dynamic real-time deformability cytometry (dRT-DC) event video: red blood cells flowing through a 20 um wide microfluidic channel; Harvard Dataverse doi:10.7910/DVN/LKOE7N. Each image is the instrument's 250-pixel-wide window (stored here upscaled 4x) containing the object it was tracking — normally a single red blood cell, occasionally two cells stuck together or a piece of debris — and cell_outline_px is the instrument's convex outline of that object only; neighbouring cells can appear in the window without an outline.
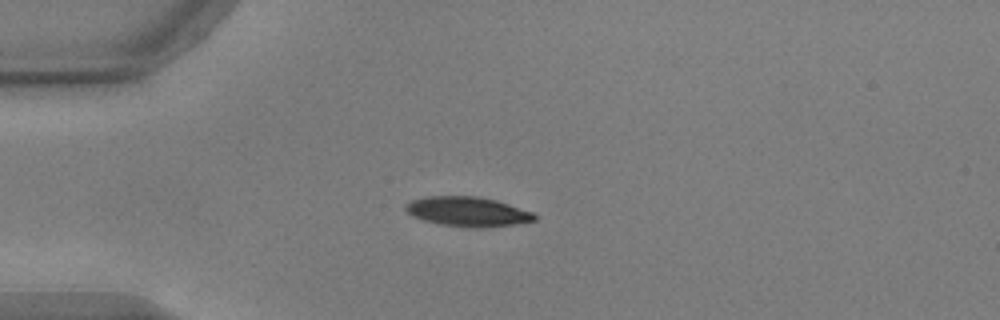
{"species": "common noctule bat (a hibernating species)", "species_latin": "Nyctalus noctula", "temperature_condition": "warm", "stored_images_in_passage": 41, "camera_frame_rate_fps": 3000, "um_per_image_px": 0.085, "animal": {"sex": "male", "body_mass_g": 17.9, "forearm_length_mm": 54.2}, "frame": {"image": 1, "passage_image": 1, "time_ms": 0.0, "image_size_px": [1000, 320], "cell_outline_px": [[536, 220], [516, 224], [484, 228], [464, 228], [440, 224], [424, 220], [412, 216], [404, 208], [404, 204], [412, 200], [428, 196], [476, 196], [496, 200], [532, 212], [536, 216]], "centroid_in_image_um": [39.73, 18.0], "position_along_channel_um": 45.3, "area_um2": 22.37}}
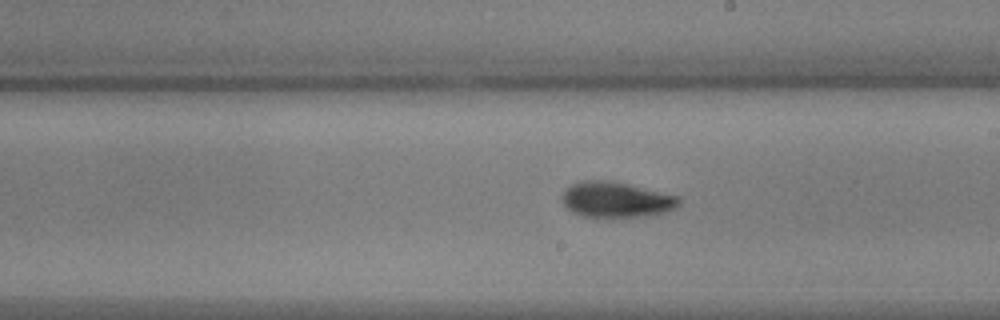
{"frame": {"image": 2, "passage_image": 18, "time_ms": 5.667, "image_size_px": [1000, 320], "cell_outline_px": [[680, 204], [676, 208], [668, 212], [644, 216], [584, 216], [572, 212], [560, 200], [560, 196], [572, 184], [584, 180], [612, 180], [680, 196]], "centroid_in_image_um": [52.4, 16.95], "position_along_channel_um": 236.6, "area_um2": 24.22}}
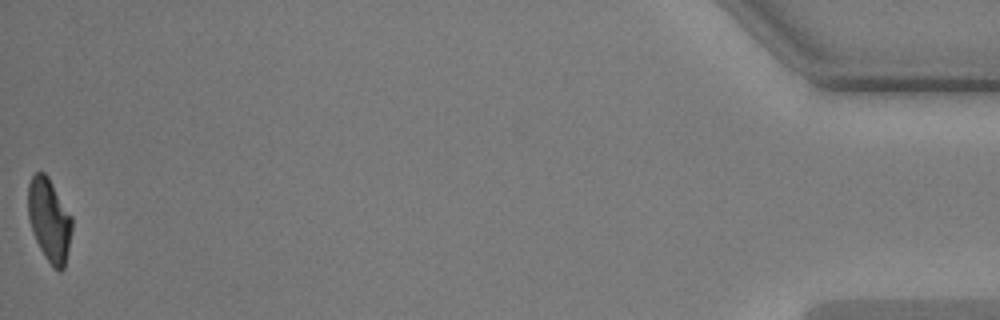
{"frame": {"image": 3, "passage_image": 41, "time_ms": 13.333, "image_size_px": [1000, 320], "cell_outline_px": [[72, 232], [64, 268], [60, 272], [44, 256], [32, 232], [28, 216], [28, 184], [32, 176], [36, 172], [44, 172], [48, 176], [72, 216]], "centroid_in_image_um": [4.19, 18.67], "position_along_channel_um": 431.0, "area_um2": 21.21}, "authors_computed_cell_mechanics": {"area_um2": 22.9466, "velocity_mm_per_s": 3.7431, "shape_relaxation_time_tau1_ms": 2.9741, "shape_relaxation_time_tau2_ms": 3.8496, "deformation_change_tau1": 0.147, "deformation_change_tau2": 0.0829}}